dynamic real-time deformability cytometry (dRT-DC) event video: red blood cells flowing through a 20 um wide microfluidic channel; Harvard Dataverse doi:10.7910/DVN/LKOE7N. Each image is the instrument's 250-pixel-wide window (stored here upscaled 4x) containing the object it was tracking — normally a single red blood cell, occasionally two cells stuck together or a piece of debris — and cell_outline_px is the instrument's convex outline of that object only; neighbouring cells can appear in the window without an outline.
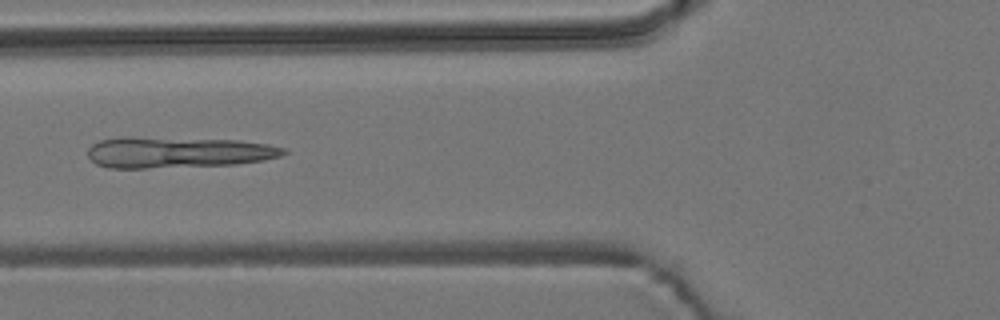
{"species": "common noctule bat (a hibernating species)", "species_latin": "Nyctalus noctula", "temperature_condition": "room temperature", "stored_images_in_passage": 6, "camera_frame_rate_fps": 3000, "um_per_image_px": 0.085, "animal": {"sex": "male", "body_mass_g": 19.2, "forearm_length_mm": 51.8}, "frame": {"image": 1, "passage_image": 6, "time_ms": 1.667, "image_size_px": [1000, 320], "cell_outline_px": [[288, 152], [280, 156], [264, 160], [236, 164], [144, 168], [108, 168], [96, 164], [88, 156], [88, 148], [92, 144], [100, 140], [120, 136], [132, 136], [240, 140], [268, 144], [284, 148]], "centroid_in_image_um": [15.08, 12.93], "position_along_channel_um": 110.7, "area_um2": 35.84}}